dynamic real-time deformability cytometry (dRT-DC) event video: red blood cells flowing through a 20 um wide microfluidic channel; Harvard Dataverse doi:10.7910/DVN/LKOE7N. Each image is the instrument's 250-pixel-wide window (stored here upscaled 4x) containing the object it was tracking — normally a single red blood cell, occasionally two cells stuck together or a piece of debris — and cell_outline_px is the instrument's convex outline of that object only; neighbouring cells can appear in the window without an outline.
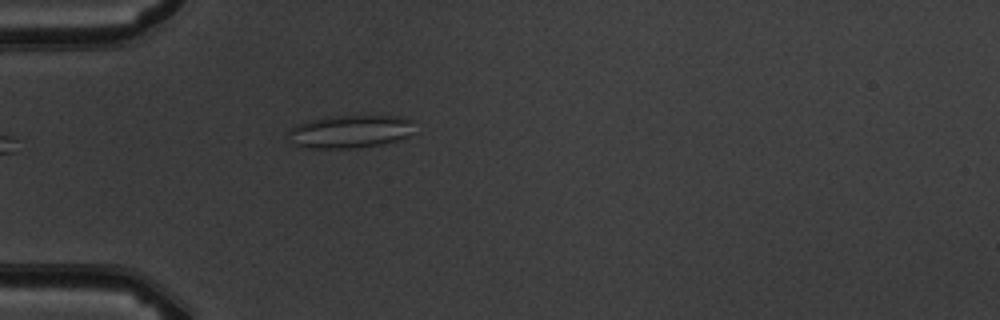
{"species": "common noctule bat (a hibernating species)", "species_latin": "Nyctalus noctula", "temperature_condition": "warm", "stored_images_in_passage": 1, "camera_frame_rate_fps": 3000, "um_per_image_px": 0.085, "animal": {"sex": "male", "body_mass_g": 19.5, "forearm_length_mm": 54.6}, "frame": {"image": 1, "passage_image": 1, "time_ms": 0.0, "image_size_px": [1000, 320], "cell_outline_px": [[412, 120], [408, 136], [396, 140], [380, 144], [352, 148], [304, 148], [292, 144], [288, 140], [288, 132], [296, 124], [328, 116], [400, 116]], "centroid_in_image_um": [29.66, 11.18], "position_along_channel_um": 55.3, "area_um2": 23.99}}